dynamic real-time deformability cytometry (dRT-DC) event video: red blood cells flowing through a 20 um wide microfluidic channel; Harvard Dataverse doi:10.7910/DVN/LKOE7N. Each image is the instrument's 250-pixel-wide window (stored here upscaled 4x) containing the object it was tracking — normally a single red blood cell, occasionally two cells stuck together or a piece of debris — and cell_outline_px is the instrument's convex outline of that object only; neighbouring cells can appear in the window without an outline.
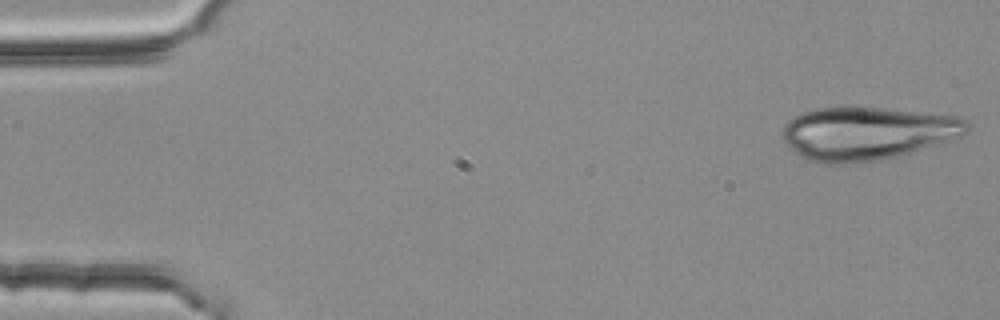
{"species": "common noctule bat (a hibernating species)", "species_latin": "Nyctalus noctula", "temperature_condition": "room temperature", "stored_images_in_passage": 17, "camera_frame_rate_fps": 3000, "um_per_image_px": 0.085, "animal": {"sex": "female", "body_mass_g": 25.1}, "frame": {"image": 1, "passage_image": 1, "time_ms": 0.0, "image_size_px": [1000, 320], "cell_outline_px": [[972, 128], [968, 132], [960, 136], [948, 140], [896, 156], [880, 160], [840, 164], [824, 164], [800, 156], [780, 136], [780, 132], [784, 124], [788, 120], [804, 112], [816, 108], [880, 108], [956, 116], [968, 120], [972, 124]], "centroid_in_image_um": [73.7, 11.33], "position_along_channel_um": 11.3, "area_um2": 56.59}}